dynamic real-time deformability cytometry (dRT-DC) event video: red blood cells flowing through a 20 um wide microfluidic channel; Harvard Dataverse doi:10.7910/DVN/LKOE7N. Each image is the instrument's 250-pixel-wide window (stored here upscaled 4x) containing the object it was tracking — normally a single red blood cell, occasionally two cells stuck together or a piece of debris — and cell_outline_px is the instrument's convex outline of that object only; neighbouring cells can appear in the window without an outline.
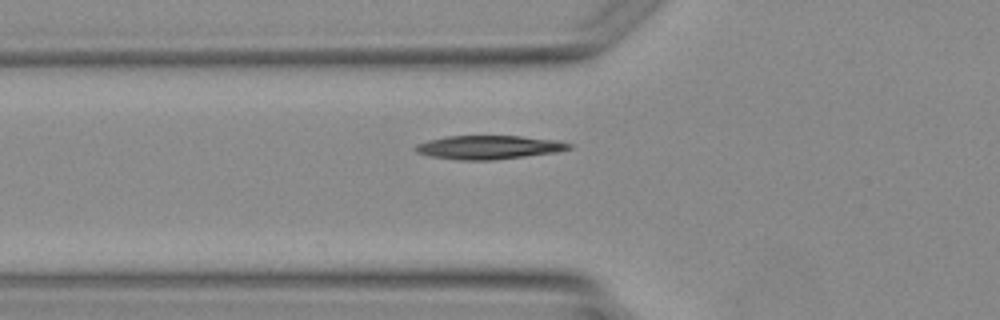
{"species": "Egyptian fruit bat (a non-hibernating species)", "species_latin": "Rousettus aegyptiacus", "temperature_condition": "warm", "stored_images_in_passage": 5, "camera_frame_rate_fps": 3000, "um_per_image_px": 0.085, "animal": {"sex": "female"}, "frame": {"image": 1, "passage_image": 5, "time_ms": 6.0, "image_size_px": [1000, 320], "cell_outline_px": [[572, 148], [556, 152], [492, 160], [460, 160], [428, 156], [416, 152], [412, 148], [416, 144], [428, 140], [444, 136], [520, 136], [556, 140], [572, 144]], "centroid_in_image_um": [41.49, 12.52], "position_along_channel_um": 84.3, "area_um2": 21.21}}